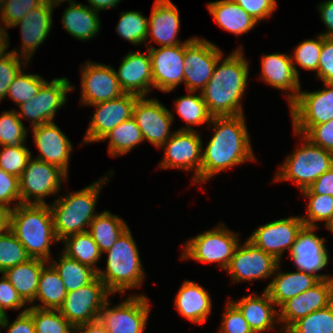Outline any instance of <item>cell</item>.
Masks as SVG:
<instances>
[{
	"mask_svg": "<svg viewBox=\"0 0 333 333\" xmlns=\"http://www.w3.org/2000/svg\"><path fill=\"white\" fill-rule=\"evenodd\" d=\"M280 261L273 255L257 248L248 239L244 245H238L234 255L225 269L233 282L265 279L279 269Z\"/></svg>",
	"mask_w": 333,
	"mask_h": 333,
	"instance_id": "obj_15",
	"label": "cell"
},
{
	"mask_svg": "<svg viewBox=\"0 0 333 333\" xmlns=\"http://www.w3.org/2000/svg\"><path fill=\"white\" fill-rule=\"evenodd\" d=\"M10 230L31 258L49 261L50 244L58 242L48 204H17L11 212Z\"/></svg>",
	"mask_w": 333,
	"mask_h": 333,
	"instance_id": "obj_3",
	"label": "cell"
},
{
	"mask_svg": "<svg viewBox=\"0 0 333 333\" xmlns=\"http://www.w3.org/2000/svg\"><path fill=\"white\" fill-rule=\"evenodd\" d=\"M164 157L160 168L195 170L194 183H201L202 141L195 130H178L161 146Z\"/></svg>",
	"mask_w": 333,
	"mask_h": 333,
	"instance_id": "obj_14",
	"label": "cell"
},
{
	"mask_svg": "<svg viewBox=\"0 0 333 333\" xmlns=\"http://www.w3.org/2000/svg\"><path fill=\"white\" fill-rule=\"evenodd\" d=\"M34 142L40 151L36 159L58 166L66 174L72 145L54 122L33 127Z\"/></svg>",
	"mask_w": 333,
	"mask_h": 333,
	"instance_id": "obj_23",
	"label": "cell"
},
{
	"mask_svg": "<svg viewBox=\"0 0 333 333\" xmlns=\"http://www.w3.org/2000/svg\"><path fill=\"white\" fill-rule=\"evenodd\" d=\"M303 136L314 145L333 153V119L312 126Z\"/></svg>",
	"mask_w": 333,
	"mask_h": 333,
	"instance_id": "obj_53",
	"label": "cell"
},
{
	"mask_svg": "<svg viewBox=\"0 0 333 333\" xmlns=\"http://www.w3.org/2000/svg\"><path fill=\"white\" fill-rule=\"evenodd\" d=\"M58 259L59 263L54 260L51 265L61 277L67 293L86 286L97 277V272L94 269L67 257L63 253Z\"/></svg>",
	"mask_w": 333,
	"mask_h": 333,
	"instance_id": "obj_36",
	"label": "cell"
},
{
	"mask_svg": "<svg viewBox=\"0 0 333 333\" xmlns=\"http://www.w3.org/2000/svg\"><path fill=\"white\" fill-rule=\"evenodd\" d=\"M7 38L9 39L7 32L5 31V29L0 27V60L9 53L5 52L9 45V41Z\"/></svg>",
	"mask_w": 333,
	"mask_h": 333,
	"instance_id": "obj_63",
	"label": "cell"
},
{
	"mask_svg": "<svg viewBox=\"0 0 333 333\" xmlns=\"http://www.w3.org/2000/svg\"><path fill=\"white\" fill-rule=\"evenodd\" d=\"M6 0H0V17L2 15V11H3V7H4V3H5Z\"/></svg>",
	"mask_w": 333,
	"mask_h": 333,
	"instance_id": "obj_66",
	"label": "cell"
},
{
	"mask_svg": "<svg viewBox=\"0 0 333 333\" xmlns=\"http://www.w3.org/2000/svg\"><path fill=\"white\" fill-rule=\"evenodd\" d=\"M106 139L110 141L108 152L112 157L126 154L144 141L141 130L133 117L117 125L102 138V140Z\"/></svg>",
	"mask_w": 333,
	"mask_h": 333,
	"instance_id": "obj_38",
	"label": "cell"
},
{
	"mask_svg": "<svg viewBox=\"0 0 333 333\" xmlns=\"http://www.w3.org/2000/svg\"><path fill=\"white\" fill-rule=\"evenodd\" d=\"M319 281L317 276L300 270L291 273L279 272L265 291L275 305L281 306L287 300L315 286Z\"/></svg>",
	"mask_w": 333,
	"mask_h": 333,
	"instance_id": "obj_30",
	"label": "cell"
},
{
	"mask_svg": "<svg viewBox=\"0 0 333 333\" xmlns=\"http://www.w3.org/2000/svg\"><path fill=\"white\" fill-rule=\"evenodd\" d=\"M46 0H6L4 3L1 19L6 28H12L26 14L38 6H41Z\"/></svg>",
	"mask_w": 333,
	"mask_h": 333,
	"instance_id": "obj_49",
	"label": "cell"
},
{
	"mask_svg": "<svg viewBox=\"0 0 333 333\" xmlns=\"http://www.w3.org/2000/svg\"><path fill=\"white\" fill-rule=\"evenodd\" d=\"M219 333H253L240 310L229 301L226 305Z\"/></svg>",
	"mask_w": 333,
	"mask_h": 333,
	"instance_id": "obj_51",
	"label": "cell"
},
{
	"mask_svg": "<svg viewBox=\"0 0 333 333\" xmlns=\"http://www.w3.org/2000/svg\"><path fill=\"white\" fill-rule=\"evenodd\" d=\"M308 199V217H301L306 227L316 228V221H326L333 218V197L331 195L304 194Z\"/></svg>",
	"mask_w": 333,
	"mask_h": 333,
	"instance_id": "obj_46",
	"label": "cell"
},
{
	"mask_svg": "<svg viewBox=\"0 0 333 333\" xmlns=\"http://www.w3.org/2000/svg\"><path fill=\"white\" fill-rule=\"evenodd\" d=\"M45 82L46 80L41 76L24 74L21 69L10 84L6 96L17 103L16 105H20L35 96Z\"/></svg>",
	"mask_w": 333,
	"mask_h": 333,
	"instance_id": "obj_44",
	"label": "cell"
},
{
	"mask_svg": "<svg viewBox=\"0 0 333 333\" xmlns=\"http://www.w3.org/2000/svg\"><path fill=\"white\" fill-rule=\"evenodd\" d=\"M62 179L67 174L58 166L31 157L19 177L20 204H45L43 198L57 194Z\"/></svg>",
	"mask_w": 333,
	"mask_h": 333,
	"instance_id": "obj_8",
	"label": "cell"
},
{
	"mask_svg": "<svg viewBox=\"0 0 333 333\" xmlns=\"http://www.w3.org/2000/svg\"><path fill=\"white\" fill-rule=\"evenodd\" d=\"M301 192L303 194L331 195L333 197V167L324 172L309 188Z\"/></svg>",
	"mask_w": 333,
	"mask_h": 333,
	"instance_id": "obj_58",
	"label": "cell"
},
{
	"mask_svg": "<svg viewBox=\"0 0 333 333\" xmlns=\"http://www.w3.org/2000/svg\"><path fill=\"white\" fill-rule=\"evenodd\" d=\"M325 225H326L327 229L333 233V218Z\"/></svg>",
	"mask_w": 333,
	"mask_h": 333,
	"instance_id": "obj_64",
	"label": "cell"
},
{
	"mask_svg": "<svg viewBox=\"0 0 333 333\" xmlns=\"http://www.w3.org/2000/svg\"><path fill=\"white\" fill-rule=\"evenodd\" d=\"M111 294L97 276L91 283L68 292L59 312L74 327L99 319L100 311Z\"/></svg>",
	"mask_w": 333,
	"mask_h": 333,
	"instance_id": "obj_9",
	"label": "cell"
},
{
	"mask_svg": "<svg viewBox=\"0 0 333 333\" xmlns=\"http://www.w3.org/2000/svg\"><path fill=\"white\" fill-rule=\"evenodd\" d=\"M325 89L315 92L299 91L290 105L295 135H304L312 126L333 119V83H324Z\"/></svg>",
	"mask_w": 333,
	"mask_h": 333,
	"instance_id": "obj_10",
	"label": "cell"
},
{
	"mask_svg": "<svg viewBox=\"0 0 333 333\" xmlns=\"http://www.w3.org/2000/svg\"><path fill=\"white\" fill-rule=\"evenodd\" d=\"M74 89L66 77L46 81L35 96L18 105L21 111L17 114L32 120V127L53 122L57 109L66 103V94Z\"/></svg>",
	"mask_w": 333,
	"mask_h": 333,
	"instance_id": "obj_13",
	"label": "cell"
},
{
	"mask_svg": "<svg viewBox=\"0 0 333 333\" xmlns=\"http://www.w3.org/2000/svg\"><path fill=\"white\" fill-rule=\"evenodd\" d=\"M284 333H333V303L299 319Z\"/></svg>",
	"mask_w": 333,
	"mask_h": 333,
	"instance_id": "obj_40",
	"label": "cell"
},
{
	"mask_svg": "<svg viewBox=\"0 0 333 333\" xmlns=\"http://www.w3.org/2000/svg\"><path fill=\"white\" fill-rule=\"evenodd\" d=\"M323 23L328 31L321 33L324 37H333V0H327L318 6Z\"/></svg>",
	"mask_w": 333,
	"mask_h": 333,
	"instance_id": "obj_59",
	"label": "cell"
},
{
	"mask_svg": "<svg viewBox=\"0 0 333 333\" xmlns=\"http://www.w3.org/2000/svg\"><path fill=\"white\" fill-rule=\"evenodd\" d=\"M261 78L269 85L288 92L289 106L297 99L301 89L299 72L291 56L281 53L268 54L262 57Z\"/></svg>",
	"mask_w": 333,
	"mask_h": 333,
	"instance_id": "obj_26",
	"label": "cell"
},
{
	"mask_svg": "<svg viewBox=\"0 0 333 333\" xmlns=\"http://www.w3.org/2000/svg\"><path fill=\"white\" fill-rule=\"evenodd\" d=\"M30 258L24 246L11 230L0 235L1 274L8 268L27 262Z\"/></svg>",
	"mask_w": 333,
	"mask_h": 333,
	"instance_id": "obj_43",
	"label": "cell"
},
{
	"mask_svg": "<svg viewBox=\"0 0 333 333\" xmlns=\"http://www.w3.org/2000/svg\"><path fill=\"white\" fill-rule=\"evenodd\" d=\"M74 333H108L104 325L99 321H93L74 327Z\"/></svg>",
	"mask_w": 333,
	"mask_h": 333,
	"instance_id": "obj_60",
	"label": "cell"
},
{
	"mask_svg": "<svg viewBox=\"0 0 333 333\" xmlns=\"http://www.w3.org/2000/svg\"><path fill=\"white\" fill-rule=\"evenodd\" d=\"M116 31L127 41L141 44L148 39V18L137 11H122Z\"/></svg>",
	"mask_w": 333,
	"mask_h": 333,
	"instance_id": "obj_42",
	"label": "cell"
},
{
	"mask_svg": "<svg viewBox=\"0 0 333 333\" xmlns=\"http://www.w3.org/2000/svg\"><path fill=\"white\" fill-rule=\"evenodd\" d=\"M55 8L51 0H46L41 6L30 10L15 26H20L22 37L21 57L29 62L33 52L48 36L52 27V12ZM25 56V57H24Z\"/></svg>",
	"mask_w": 333,
	"mask_h": 333,
	"instance_id": "obj_24",
	"label": "cell"
},
{
	"mask_svg": "<svg viewBox=\"0 0 333 333\" xmlns=\"http://www.w3.org/2000/svg\"><path fill=\"white\" fill-rule=\"evenodd\" d=\"M208 11L224 30L239 36L255 27L257 21L233 0L209 2Z\"/></svg>",
	"mask_w": 333,
	"mask_h": 333,
	"instance_id": "obj_31",
	"label": "cell"
},
{
	"mask_svg": "<svg viewBox=\"0 0 333 333\" xmlns=\"http://www.w3.org/2000/svg\"><path fill=\"white\" fill-rule=\"evenodd\" d=\"M222 54L215 44L204 38L195 37L185 41L184 83L188 92L205 88L217 61L223 58Z\"/></svg>",
	"mask_w": 333,
	"mask_h": 333,
	"instance_id": "obj_11",
	"label": "cell"
},
{
	"mask_svg": "<svg viewBox=\"0 0 333 333\" xmlns=\"http://www.w3.org/2000/svg\"><path fill=\"white\" fill-rule=\"evenodd\" d=\"M109 302L108 299L98 319L108 333H144L150 310L146 296L132 295L111 309Z\"/></svg>",
	"mask_w": 333,
	"mask_h": 333,
	"instance_id": "obj_12",
	"label": "cell"
},
{
	"mask_svg": "<svg viewBox=\"0 0 333 333\" xmlns=\"http://www.w3.org/2000/svg\"><path fill=\"white\" fill-rule=\"evenodd\" d=\"M105 253L108 254L106 269L99 270L97 276L105 284L107 290L113 294L124 293L129 288H139L145 273L137 244L129 228Z\"/></svg>",
	"mask_w": 333,
	"mask_h": 333,
	"instance_id": "obj_4",
	"label": "cell"
},
{
	"mask_svg": "<svg viewBox=\"0 0 333 333\" xmlns=\"http://www.w3.org/2000/svg\"><path fill=\"white\" fill-rule=\"evenodd\" d=\"M12 209L0 206V235L7 233L11 226ZM5 232V233H4Z\"/></svg>",
	"mask_w": 333,
	"mask_h": 333,
	"instance_id": "obj_61",
	"label": "cell"
},
{
	"mask_svg": "<svg viewBox=\"0 0 333 333\" xmlns=\"http://www.w3.org/2000/svg\"><path fill=\"white\" fill-rule=\"evenodd\" d=\"M24 309L12 322L9 324L7 315L1 317V327H8V333H36L32 315Z\"/></svg>",
	"mask_w": 333,
	"mask_h": 333,
	"instance_id": "obj_57",
	"label": "cell"
},
{
	"mask_svg": "<svg viewBox=\"0 0 333 333\" xmlns=\"http://www.w3.org/2000/svg\"><path fill=\"white\" fill-rule=\"evenodd\" d=\"M129 52L119 66L116 77L124 93L146 96L153 87L152 66L149 51ZM152 86V87H151Z\"/></svg>",
	"mask_w": 333,
	"mask_h": 333,
	"instance_id": "obj_25",
	"label": "cell"
},
{
	"mask_svg": "<svg viewBox=\"0 0 333 333\" xmlns=\"http://www.w3.org/2000/svg\"><path fill=\"white\" fill-rule=\"evenodd\" d=\"M237 236L226 229L224 224L218 225L186 242L181 258L202 263L218 262L219 267L226 269L239 245Z\"/></svg>",
	"mask_w": 333,
	"mask_h": 333,
	"instance_id": "obj_7",
	"label": "cell"
},
{
	"mask_svg": "<svg viewBox=\"0 0 333 333\" xmlns=\"http://www.w3.org/2000/svg\"><path fill=\"white\" fill-rule=\"evenodd\" d=\"M88 232L96 242L101 253L108 251L120 236L129 228L116 215H112L109 211L98 214L89 226Z\"/></svg>",
	"mask_w": 333,
	"mask_h": 333,
	"instance_id": "obj_34",
	"label": "cell"
},
{
	"mask_svg": "<svg viewBox=\"0 0 333 333\" xmlns=\"http://www.w3.org/2000/svg\"><path fill=\"white\" fill-rule=\"evenodd\" d=\"M317 76L323 80V83H333V37H324L322 35V48Z\"/></svg>",
	"mask_w": 333,
	"mask_h": 333,
	"instance_id": "obj_54",
	"label": "cell"
},
{
	"mask_svg": "<svg viewBox=\"0 0 333 333\" xmlns=\"http://www.w3.org/2000/svg\"><path fill=\"white\" fill-rule=\"evenodd\" d=\"M215 133L202 152L201 182L244 161L254 160L244 114L212 117Z\"/></svg>",
	"mask_w": 333,
	"mask_h": 333,
	"instance_id": "obj_1",
	"label": "cell"
},
{
	"mask_svg": "<svg viewBox=\"0 0 333 333\" xmlns=\"http://www.w3.org/2000/svg\"><path fill=\"white\" fill-rule=\"evenodd\" d=\"M1 147L0 168L19 178L31 158V152L24 145Z\"/></svg>",
	"mask_w": 333,
	"mask_h": 333,
	"instance_id": "obj_47",
	"label": "cell"
},
{
	"mask_svg": "<svg viewBox=\"0 0 333 333\" xmlns=\"http://www.w3.org/2000/svg\"><path fill=\"white\" fill-rule=\"evenodd\" d=\"M301 137L303 145L287 157L274 180H293L302 191L333 167V153Z\"/></svg>",
	"mask_w": 333,
	"mask_h": 333,
	"instance_id": "obj_6",
	"label": "cell"
},
{
	"mask_svg": "<svg viewBox=\"0 0 333 333\" xmlns=\"http://www.w3.org/2000/svg\"><path fill=\"white\" fill-rule=\"evenodd\" d=\"M138 97L135 94L124 93L116 99L90 105L95 106L96 111L93 113L83 143L101 141L117 125L130 119Z\"/></svg>",
	"mask_w": 333,
	"mask_h": 333,
	"instance_id": "obj_18",
	"label": "cell"
},
{
	"mask_svg": "<svg viewBox=\"0 0 333 333\" xmlns=\"http://www.w3.org/2000/svg\"><path fill=\"white\" fill-rule=\"evenodd\" d=\"M36 333H74V326L67 321L59 310L29 307Z\"/></svg>",
	"mask_w": 333,
	"mask_h": 333,
	"instance_id": "obj_41",
	"label": "cell"
},
{
	"mask_svg": "<svg viewBox=\"0 0 333 333\" xmlns=\"http://www.w3.org/2000/svg\"><path fill=\"white\" fill-rule=\"evenodd\" d=\"M55 6L60 5L63 1L73 2V0H51Z\"/></svg>",
	"mask_w": 333,
	"mask_h": 333,
	"instance_id": "obj_65",
	"label": "cell"
},
{
	"mask_svg": "<svg viewBox=\"0 0 333 333\" xmlns=\"http://www.w3.org/2000/svg\"><path fill=\"white\" fill-rule=\"evenodd\" d=\"M195 92L189 91V95L181 96L175 101L176 111L188 124V127L179 130L191 131V125H201L210 123L212 116L208 112L207 105L203 100L202 94L196 96Z\"/></svg>",
	"mask_w": 333,
	"mask_h": 333,
	"instance_id": "obj_39",
	"label": "cell"
},
{
	"mask_svg": "<svg viewBox=\"0 0 333 333\" xmlns=\"http://www.w3.org/2000/svg\"><path fill=\"white\" fill-rule=\"evenodd\" d=\"M67 291L64 283L52 265H45L41 271L35 300L43 304L35 305L39 309L59 310L62 306Z\"/></svg>",
	"mask_w": 333,
	"mask_h": 333,
	"instance_id": "obj_35",
	"label": "cell"
},
{
	"mask_svg": "<svg viewBox=\"0 0 333 333\" xmlns=\"http://www.w3.org/2000/svg\"><path fill=\"white\" fill-rule=\"evenodd\" d=\"M241 312L253 333L270 330L278 322V312L274 309L275 303L264 290L262 296L250 295L243 297L238 302L231 301Z\"/></svg>",
	"mask_w": 333,
	"mask_h": 333,
	"instance_id": "obj_28",
	"label": "cell"
},
{
	"mask_svg": "<svg viewBox=\"0 0 333 333\" xmlns=\"http://www.w3.org/2000/svg\"><path fill=\"white\" fill-rule=\"evenodd\" d=\"M47 261L30 258L27 262L6 269L2 274L7 278L26 303L35 301L39 277Z\"/></svg>",
	"mask_w": 333,
	"mask_h": 333,
	"instance_id": "obj_32",
	"label": "cell"
},
{
	"mask_svg": "<svg viewBox=\"0 0 333 333\" xmlns=\"http://www.w3.org/2000/svg\"><path fill=\"white\" fill-rule=\"evenodd\" d=\"M316 228L304 226L290 251L297 270L317 276L320 280L331 278L329 275L316 274L328 264V251L324 238H319L313 231Z\"/></svg>",
	"mask_w": 333,
	"mask_h": 333,
	"instance_id": "obj_22",
	"label": "cell"
},
{
	"mask_svg": "<svg viewBox=\"0 0 333 333\" xmlns=\"http://www.w3.org/2000/svg\"><path fill=\"white\" fill-rule=\"evenodd\" d=\"M257 22L271 16L277 8L276 0H233Z\"/></svg>",
	"mask_w": 333,
	"mask_h": 333,
	"instance_id": "obj_56",
	"label": "cell"
},
{
	"mask_svg": "<svg viewBox=\"0 0 333 333\" xmlns=\"http://www.w3.org/2000/svg\"><path fill=\"white\" fill-rule=\"evenodd\" d=\"M27 130L15 110L0 116V146L24 145Z\"/></svg>",
	"mask_w": 333,
	"mask_h": 333,
	"instance_id": "obj_45",
	"label": "cell"
},
{
	"mask_svg": "<svg viewBox=\"0 0 333 333\" xmlns=\"http://www.w3.org/2000/svg\"><path fill=\"white\" fill-rule=\"evenodd\" d=\"M63 240L66 246L63 254L91 267L96 272L99 271L96 268V263L101 258L102 253L88 231L70 235Z\"/></svg>",
	"mask_w": 333,
	"mask_h": 333,
	"instance_id": "obj_37",
	"label": "cell"
},
{
	"mask_svg": "<svg viewBox=\"0 0 333 333\" xmlns=\"http://www.w3.org/2000/svg\"><path fill=\"white\" fill-rule=\"evenodd\" d=\"M19 54L21 53L12 50L0 60V101L6 97L10 84L22 69V57Z\"/></svg>",
	"mask_w": 333,
	"mask_h": 333,
	"instance_id": "obj_50",
	"label": "cell"
},
{
	"mask_svg": "<svg viewBox=\"0 0 333 333\" xmlns=\"http://www.w3.org/2000/svg\"><path fill=\"white\" fill-rule=\"evenodd\" d=\"M242 50L240 47L233 51L222 62L220 58L209 82L200 92L212 117H232L243 114L240 101L247 87L249 66Z\"/></svg>",
	"mask_w": 333,
	"mask_h": 333,
	"instance_id": "obj_2",
	"label": "cell"
},
{
	"mask_svg": "<svg viewBox=\"0 0 333 333\" xmlns=\"http://www.w3.org/2000/svg\"><path fill=\"white\" fill-rule=\"evenodd\" d=\"M322 35L318 38L308 39L300 43L294 51L292 61H296L302 68L311 71L318 70V63L321 55Z\"/></svg>",
	"mask_w": 333,
	"mask_h": 333,
	"instance_id": "obj_48",
	"label": "cell"
},
{
	"mask_svg": "<svg viewBox=\"0 0 333 333\" xmlns=\"http://www.w3.org/2000/svg\"><path fill=\"white\" fill-rule=\"evenodd\" d=\"M18 200L20 204L19 178L0 168V206L8 209L10 203Z\"/></svg>",
	"mask_w": 333,
	"mask_h": 333,
	"instance_id": "obj_52",
	"label": "cell"
},
{
	"mask_svg": "<svg viewBox=\"0 0 333 333\" xmlns=\"http://www.w3.org/2000/svg\"><path fill=\"white\" fill-rule=\"evenodd\" d=\"M178 312L193 323H203L211 312V298L200 285L186 280L175 298Z\"/></svg>",
	"mask_w": 333,
	"mask_h": 333,
	"instance_id": "obj_29",
	"label": "cell"
},
{
	"mask_svg": "<svg viewBox=\"0 0 333 333\" xmlns=\"http://www.w3.org/2000/svg\"><path fill=\"white\" fill-rule=\"evenodd\" d=\"M333 303V277L320 280L315 286L287 300L280 306L278 322L284 324L283 333L296 321Z\"/></svg>",
	"mask_w": 333,
	"mask_h": 333,
	"instance_id": "obj_20",
	"label": "cell"
},
{
	"mask_svg": "<svg viewBox=\"0 0 333 333\" xmlns=\"http://www.w3.org/2000/svg\"><path fill=\"white\" fill-rule=\"evenodd\" d=\"M108 179L106 176L105 180L103 178L84 189L69 193L63 198H58L53 202V205H49L55 233L59 241L70 235L88 231L84 227L86 225L89 227L98 215L94 214L97 197L103 183Z\"/></svg>",
	"mask_w": 333,
	"mask_h": 333,
	"instance_id": "obj_5",
	"label": "cell"
},
{
	"mask_svg": "<svg viewBox=\"0 0 333 333\" xmlns=\"http://www.w3.org/2000/svg\"><path fill=\"white\" fill-rule=\"evenodd\" d=\"M82 104L93 105L124 94L115 70L110 66L87 62L81 71Z\"/></svg>",
	"mask_w": 333,
	"mask_h": 333,
	"instance_id": "obj_21",
	"label": "cell"
},
{
	"mask_svg": "<svg viewBox=\"0 0 333 333\" xmlns=\"http://www.w3.org/2000/svg\"><path fill=\"white\" fill-rule=\"evenodd\" d=\"M132 117L141 130L143 140H148L157 148H161L173 134L170 133V126L174 115L157 99L138 97Z\"/></svg>",
	"mask_w": 333,
	"mask_h": 333,
	"instance_id": "obj_16",
	"label": "cell"
},
{
	"mask_svg": "<svg viewBox=\"0 0 333 333\" xmlns=\"http://www.w3.org/2000/svg\"><path fill=\"white\" fill-rule=\"evenodd\" d=\"M89 4H91V8L94 11L99 12L100 10H105L109 8H113L120 2L121 0H87Z\"/></svg>",
	"mask_w": 333,
	"mask_h": 333,
	"instance_id": "obj_62",
	"label": "cell"
},
{
	"mask_svg": "<svg viewBox=\"0 0 333 333\" xmlns=\"http://www.w3.org/2000/svg\"><path fill=\"white\" fill-rule=\"evenodd\" d=\"M179 10L171 0H155L150 20L148 36L162 47L184 44L177 39L180 30ZM150 28V29H149ZM151 30V31H150Z\"/></svg>",
	"mask_w": 333,
	"mask_h": 333,
	"instance_id": "obj_27",
	"label": "cell"
},
{
	"mask_svg": "<svg viewBox=\"0 0 333 333\" xmlns=\"http://www.w3.org/2000/svg\"><path fill=\"white\" fill-rule=\"evenodd\" d=\"M146 47L152 66L153 87L163 92H170L184 81L185 43L174 46Z\"/></svg>",
	"mask_w": 333,
	"mask_h": 333,
	"instance_id": "obj_19",
	"label": "cell"
},
{
	"mask_svg": "<svg viewBox=\"0 0 333 333\" xmlns=\"http://www.w3.org/2000/svg\"><path fill=\"white\" fill-rule=\"evenodd\" d=\"M304 226L301 217L298 216L279 219L257 228L248 240L280 261L283 251H291Z\"/></svg>",
	"mask_w": 333,
	"mask_h": 333,
	"instance_id": "obj_17",
	"label": "cell"
},
{
	"mask_svg": "<svg viewBox=\"0 0 333 333\" xmlns=\"http://www.w3.org/2000/svg\"><path fill=\"white\" fill-rule=\"evenodd\" d=\"M69 7L65 9L62 16L63 27L66 32L74 36L77 40H89L98 34L100 29V19L98 12L90 6L69 2Z\"/></svg>",
	"mask_w": 333,
	"mask_h": 333,
	"instance_id": "obj_33",
	"label": "cell"
},
{
	"mask_svg": "<svg viewBox=\"0 0 333 333\" xmlns=\"http://www.w3.org/2000/svg\"><path fill=\"white\" fill-rule=\"evenodd\" d=\"M26 302L21 298L10 281L2 275L0 281V317L5 316V309L18 310Z\"/></svg>",
	"mask_w": 333,
	"mask_h": 333,
	"instance_id": "obj_55",
	"label": "cell"
}]
</instances>
